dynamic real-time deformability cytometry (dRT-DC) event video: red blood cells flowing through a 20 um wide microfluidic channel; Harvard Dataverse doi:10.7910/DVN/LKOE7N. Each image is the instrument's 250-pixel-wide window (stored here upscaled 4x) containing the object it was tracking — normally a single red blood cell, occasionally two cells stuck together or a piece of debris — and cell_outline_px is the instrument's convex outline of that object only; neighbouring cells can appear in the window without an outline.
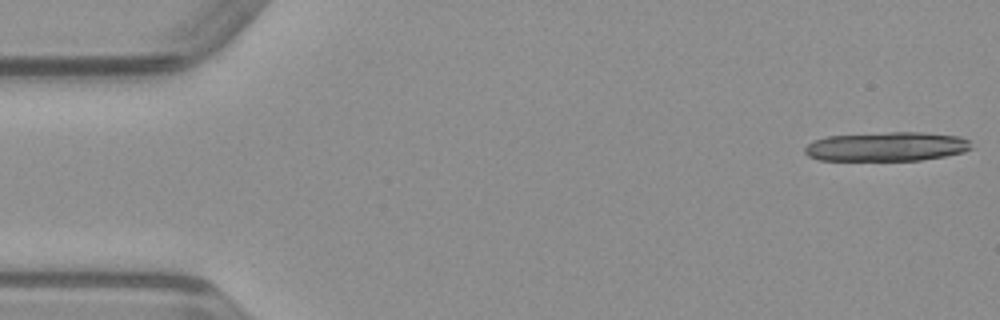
{"species": "common noctule bat (a hibernating species)", "species_latin": "Nyctalus noctula", "temperature_condition": "warm", "stored_images_in_passage": 19, "camera_frame_rate_fps": 3000, "um_per_image_px": 0.085, "animal": {"sex": "male", "body_mass_g": 23.1, "forearm_length_mm": 52.7}, "frame": {"image": 1, "passage_image": 1, "time_ms": 0.0, "image_size_px": [1000, 320], "cell_outline_px": [[972, 148], [964, 152], [944, 156], [920, 160], [820, 160], [808, 156], [804, 152], [804, 148], [812, 140], [828, 136], [888, 132], [920, 132], [960, 136], [968, 140]], "centroid_in_image_um": [75.35, 12.45], "position_along_channel_um": 9.7, "area_um2": 28.32}}